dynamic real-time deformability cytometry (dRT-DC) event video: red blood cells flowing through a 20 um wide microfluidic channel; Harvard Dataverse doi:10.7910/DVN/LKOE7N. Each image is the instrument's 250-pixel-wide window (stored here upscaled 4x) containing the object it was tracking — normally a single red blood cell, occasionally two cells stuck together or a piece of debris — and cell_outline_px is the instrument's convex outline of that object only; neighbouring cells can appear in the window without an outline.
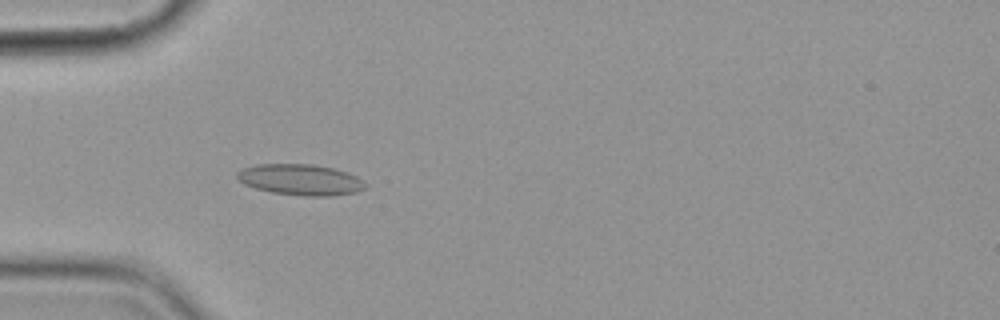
{"species": "common noctule bat (a hibernating species)", "species_latin": "Nyctalus noctula", "temperature_condition": "cold", "stored_images_in_passage": 6, "camera_frame_rate_fps": 3000, "um_per_image_px": 0.085, "animal": {"sex": "female", "body_mass_g": 19.9}, "frame": {"image": 1, "passage_image": 6, "time_ms": 5.667, "image_size_px": [1000, 320], "cell_outline_px": [[368, 184], [364, 188], [356, 192], [332, 196], [304, 196], [272, 192], [256, 188], [244, 184], [236, 176], [236, 172], [244, 168], [256, 164], [312, 164], [336, 168], [348, 172], [364, 180]], "centroid_in_image_um": [25.58, 15.27], "position_along_channel_um": 59.4, "area_um2": 23.29}}